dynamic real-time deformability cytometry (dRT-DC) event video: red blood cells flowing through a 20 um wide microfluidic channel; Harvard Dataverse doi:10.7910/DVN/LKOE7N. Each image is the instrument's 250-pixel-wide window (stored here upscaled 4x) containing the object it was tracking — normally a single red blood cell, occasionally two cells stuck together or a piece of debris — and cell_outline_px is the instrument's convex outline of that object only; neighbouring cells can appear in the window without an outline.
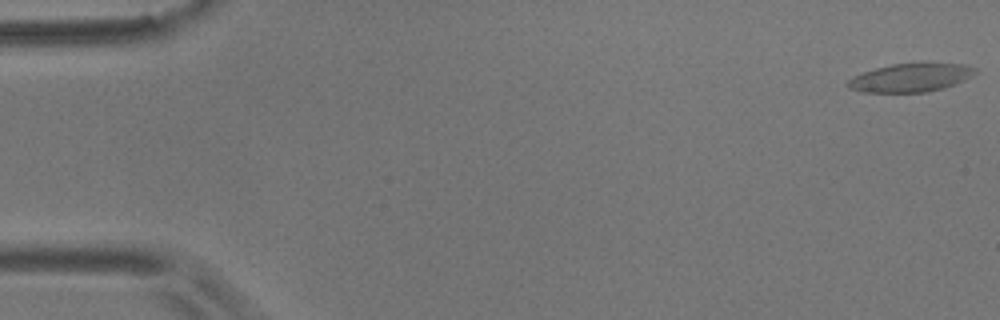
{"species": "common noctule bat (a hibernating species)", "species_latin": "Nyctalus noctula", "temperature_condition": "room temperature", "stored_images_in_passage": 5, "camera_frame_rate_fps": 3000, "um_per_image_px": 0.085, "animal": {"sex": "male", "body_mass_g": 17.9}, "frame": {"image": 1, "passage_image": 1, "time_ms": 0.0, "image_size_px": [1000, 320], "cell_outline_px": [[976, 72], [972, 76], [964, 80], [944, 88], [928, 92], [864, 92], [848, 88], [844, 84], [852, 76], [876, 68], [892, 64], [964, 64], [976, 68]], "centroid_in_image_um": [77.37, 6.62], "position_along_channel_um": 7.6, "area_um2": 20.87}}
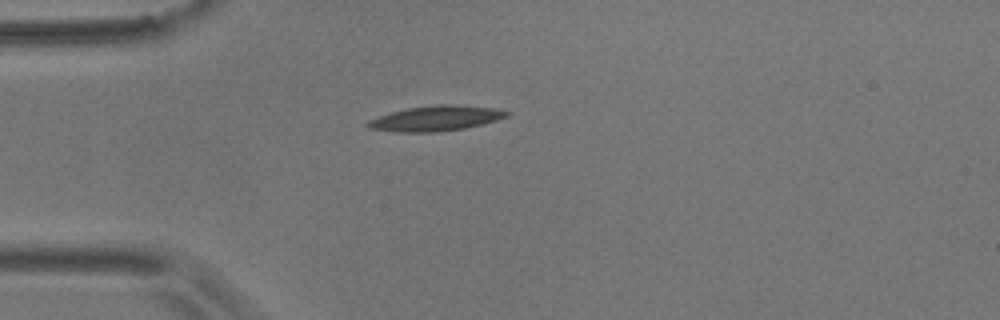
{"frame": {"image": 2, "passage_image": 5, "time_ms": 4.667, "image_size_px": [1000, 320], "cell_outline_px": [[512, 112], [508, 116], [496, 120], [464, 128], [436, 132], [396, 132], [368, 128], [364, 124], [368, 120], [392, 112], [408, 108], [440, 104], [448, 104], [496, 108]], "centroid_in_image_um": [37.03, 10.06], "position_along_channel_um": 48.0, "area_um2": 20.23}}